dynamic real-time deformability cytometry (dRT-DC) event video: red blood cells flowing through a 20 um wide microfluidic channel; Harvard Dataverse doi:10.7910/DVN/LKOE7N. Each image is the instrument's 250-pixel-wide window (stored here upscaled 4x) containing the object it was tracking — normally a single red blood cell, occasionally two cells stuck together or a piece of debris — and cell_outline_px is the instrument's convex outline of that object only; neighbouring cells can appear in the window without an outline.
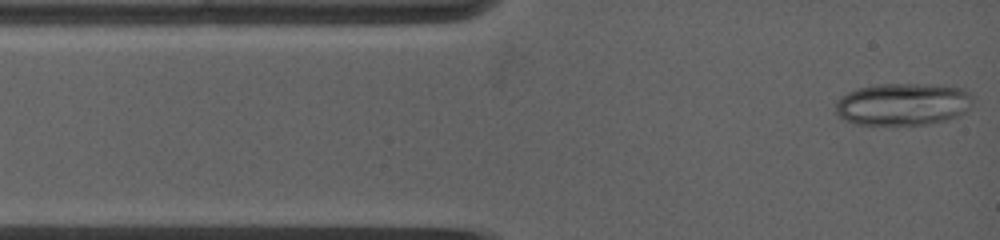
{"species": "common noctule bat (a hibernating species)", "species_latin": "Nyctalus noctula", "temperature_condition": "warm", "stored_images_in_passage": 31, "camera_frame_rate_fps": 5000, "um_per_image_px": 0.085, "animal": {"sex": "female", "body_mass_g": 19.0, "forearm_length_mm": 53.3}, "frame": {"image": 1, "passage_image": 1, "time_ms": 0.0, "image_size_px": [1000, 240], "cell_outline_px": [[972, 100], [968, 108], [960, 116], [948, 120], [924, 124], [856, 124], [844, 120], [836, 116], [836, 100], [848, 92], [856, 88], [880, 84], [928, 84], [964, 88], [972, 96]], "centroid_in_image_um": [76.73, 8.85], "position_along_channel_um": 8.3, "area_um2": 33.93}}
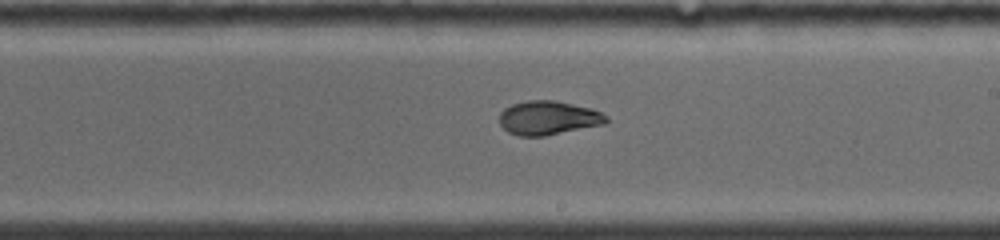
{"frame": {"image": 2, "passage_image": 18, "time_ms": 7.0, "image_size_px": [1000, 240], "cell_outline_px": [[608, 120], [604, 124], [544, 136], [520, 136], [508, 132], [500, 124], [500, 112], [504, 108], [512, 104], [528, 100], [556, 100], [592, 108], [608, 116]], "centroid_in_image_um": [46.6, 10.01], "position_along_channel_um": 242.4, "area_um2": 21.15}}
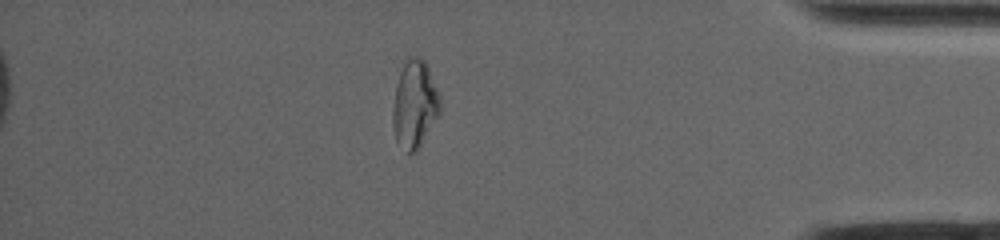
{"frame": {"image": 3, "passage_image": 28, "time_ms": 12.0, "image_size_px": [1000, 240], "cell_outline_px": [[440, 116], [416, 152], [408, 156], [396, 140], [392, 128], [392, 108], [396, 84], [400, 72], [408, 56], [420, 56], [424, 60], [428, 68], [440, 96]], "centroid_in_image_um": [35.24, 8.92], "position_along_channel_um": 400.0, "area_um2": 24.62}, "authors_computed_cell_mechanics": {"area_um2": 22.1952, "velocity_mm_per_s": 3.9452, "shape_relaxation_time_tau1_ms": null, "shape_relaxation_time_tau2_ms": 1.1374, "deformation_change_tau1": null, "deformation_change_tau2": 0.0551}}